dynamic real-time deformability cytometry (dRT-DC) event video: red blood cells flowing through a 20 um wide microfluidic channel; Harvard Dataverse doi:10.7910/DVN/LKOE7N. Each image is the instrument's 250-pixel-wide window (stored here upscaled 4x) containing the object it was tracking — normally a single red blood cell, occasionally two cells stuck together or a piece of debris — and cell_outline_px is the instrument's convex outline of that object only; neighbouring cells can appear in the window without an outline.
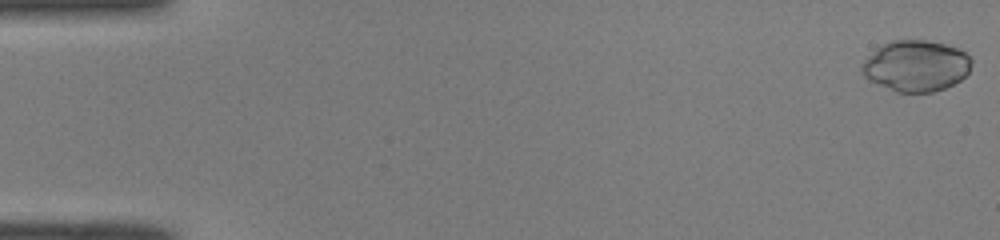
{"species": "common noctule bat (a hibernating species)", "species_latin": "Nyctalus noctula", "temperature_condition": "room temperature", "stored_images_in_passage": 12, "camera_frame_rate_fps": 3000, "um_per_image_px": 0.085, "animal": {"sex": "male", "body_mass_g": 19.0, "forearm_length_mm": 50.8}, "frame": {"image": 1, "passage_image": 1, "time_ms": 0.0, "image_size_px": [1000, 240], "cell_outline_px": [[972, 60], [968, 72], [960, 80], [944, 88], [932, 92], [896, 92], [868, 80], [860, 72], [860, 68], [864, 60], [880, 44], [892, 40], [924, 40], [944, 44], [956, 48], [964, 52]], "centroid_in_image_um": [77.81, 5.6], "position_along_channel_um": 7.2, "area_um2": 32.6}}